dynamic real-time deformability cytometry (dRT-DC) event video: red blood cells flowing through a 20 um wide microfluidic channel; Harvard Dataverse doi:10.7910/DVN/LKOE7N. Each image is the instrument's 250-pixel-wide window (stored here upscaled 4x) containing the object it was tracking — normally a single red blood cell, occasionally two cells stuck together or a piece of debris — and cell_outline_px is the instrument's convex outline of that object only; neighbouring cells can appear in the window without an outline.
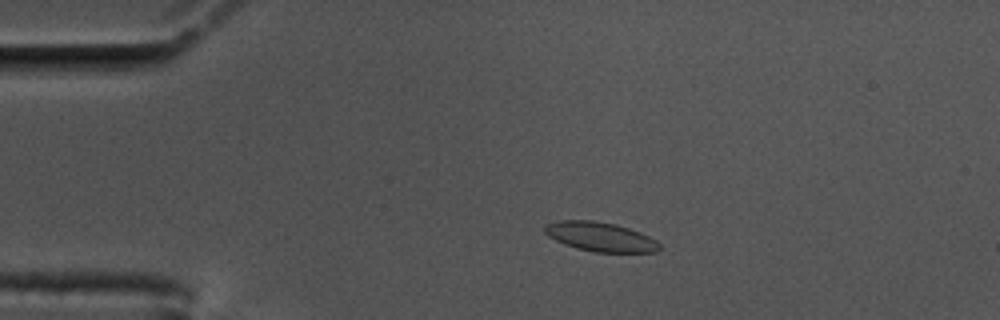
{"species": "common noctule bat (a hibernating species)", "species_latin": "Nyctalus noctula", "temperature_condition": "cold", "stored_images_in_passage": 58, "camera_frame_rate_fps": 3000, "um_per_image_px": 0.085, "animal": {"sex": "male", "body_mass_g": 17.5, "forearm_length_mm": 52.3}, "frame": {"image": 1, "passage_image": 11, "time_ms": 3.333, "image_size_px": [1000, 320], "cell_outline_px": [[660, 248], [656, 252], [592, 252], [576, 248], [564, 244], [548, 236], [544, 232], [544, 224], [560, 220], [592, 220], [616, 224], [640, 232], [656, 240], [660, 244]], "centroid_in_image_um": [51.01, 20.12], "position_along_channel_um": 34.0, "area_um2": 19.65}}
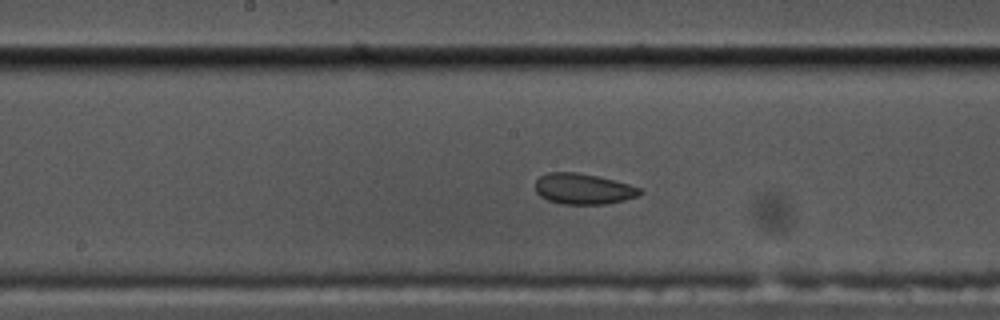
{"frame": {"image": 2, "passage_image": 29, "time_ms": 9.333, "image_size_px": [1000, 320], "cell_outline_px": [[644, 192], [636, 196], [624, 200], [608, 204], [560, 204], [548, 200], [540, 196], [536, 192], [536, 180], [540, 176], [548, 172], [576, 172], [596, 176], [628, 184], [640, 188]], "centroid_in_image_um": [49.55, 16.06], "position_along_channel_um": 198.6, "area_um2": 18.67}}
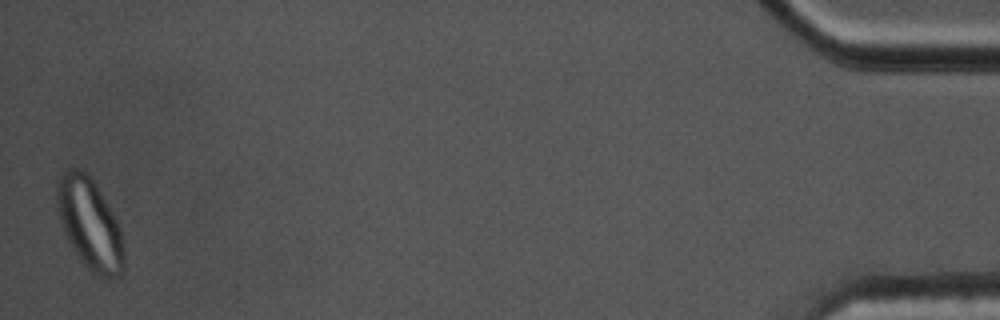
{"frame": {"image": 3, "passage_image": 57, "time_ms": 18.667, "image_size_px": [1000, 320], "cell_outline_px": [[124, 272], [120, 276], [108, 280], [92, 272], [80, 260], [72, 248], [64, 232], [56, 208], [56, 184], [60, 176], [68, 168], [76, 168], [84, 172], [92, 180], [116, 220], [120, 228], [124, 244]], "centroid_in_image_um": [7.62, 19.09], "position_along_channel_um": 427.6, "area_um2": 35.43}, "authors_computed_cell_mechanics": {"area_um2": 19.1607, "velocity_mm_per_s": 3.429, "shape_relaxation_time_tau1_ms": null, "shape_relaxation_time_tau2_ms": 1.6663, "deformation_change_tau1": null, "deformation_change_tau2": 0.0548}}